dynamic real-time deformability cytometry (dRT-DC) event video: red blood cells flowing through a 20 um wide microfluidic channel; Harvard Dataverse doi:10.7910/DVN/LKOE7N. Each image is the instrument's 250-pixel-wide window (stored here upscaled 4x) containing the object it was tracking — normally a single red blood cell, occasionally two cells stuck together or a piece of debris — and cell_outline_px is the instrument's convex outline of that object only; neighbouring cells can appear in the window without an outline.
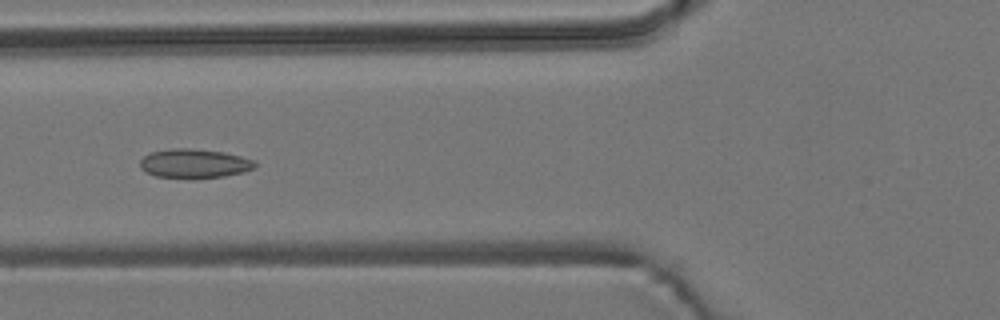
{"species": "common noctule bat (a hibernating species)", "species_latin": "Nyctalus noctula", "temperature_condition": "room temperature", "stored_images_in_passage": 53, "camera_frame_rate_fps": 3000, "um_per_image_px": 0.085, "animal": {"sex": "male", "body_mass_g": 19.2, "forearm_length_mm": 51.8}, "frame": {"image": 1, "passage_image": 18, "time_ms": 5.667, "image_size_px": [1000, 320], "cell_outline_px": [[256, 168], [244, 172], [224, 176], [196, 180], [192, 180], [156, 176], [140, 168], [140, 160], [144, 156], [152, 152], [172, 148], [188, 148], [224, 152], [256, 160]], "centroid_in_image_um": [16.55, 13.92], "position_along_channel_um": 109.3, "area_um2": 19.94}}
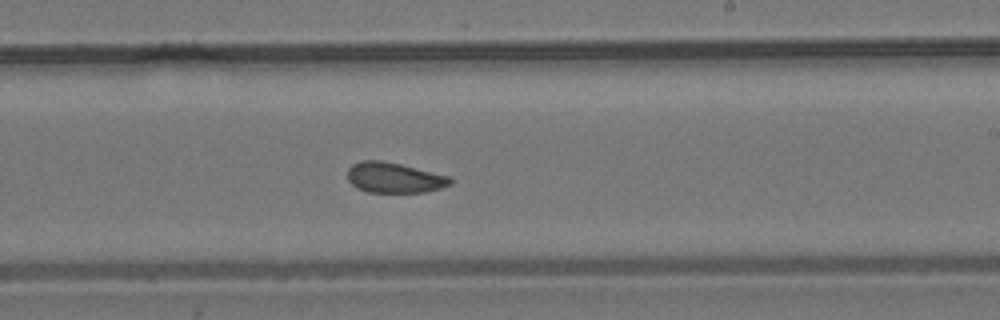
{"frame": {"image": 2, "passage_image": 30, "time_ms": 9.667, "image_size_px": [1000, 320], "cell_outline_px": [[452, 180], [448, 184], [440, 188], [424, 192], [368, 192], [356, 188], [348, 180], [348, 168], [352, 164], [360, 160], [380, 160], [400, 164], [448, 176]], "centroid_in_image_um": [33.44, 15.1], "position_along_channel_um": 255.6, "area_um2": 17.98}}
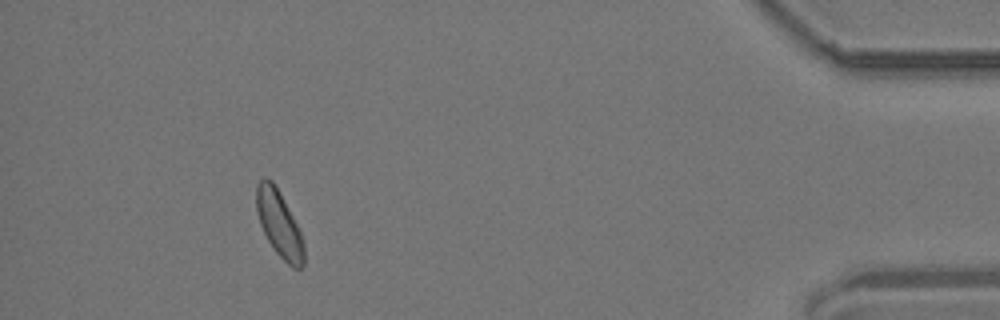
{"frame": {"image": 3, "passage_image": 48, "time_ms": 15.667, "image_size_px": [1000, 320], "cell_outline_px": [[304, 264], [300, 268], [292, 268], [276, 252], [268, 240], [260, 224], [256, 208], [256, 184], [264, 176], [272, 180], [284, 200], [300, 232], [304, 244]], "centroid_in_image_um": [23.72, 19.02], "position_along_channel_um": 411.5, "area_um2": 18.09}, "authors_computed_cell_mechanics": {"area_um2": 18.785, "velocity_mm_per_s": 3.6528, "shape_relaxation_time_tau1_ms": null, "shape_relaxation_time_tau2_ms": 3.0843, "deformation_change_tau1": null, "deformation_change_tau2": 0.0718}}